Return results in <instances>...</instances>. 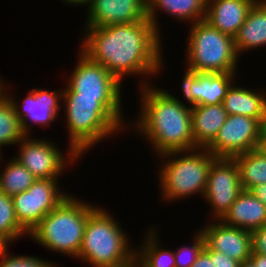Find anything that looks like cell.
<instances>
[{"instance_id": "1", "label": "cell", "mask_w": 266, "mask_h": 267, "mask_svg": "<svg viewBox=\"0 0 266 267\" xmlns=\"http://www.w3.org/2000/svg\"><path fill=\"white\" fill-rule=\"evenodd\" d=\"M84 30L80 51L121 84L128 75L145 76L140 87L152 84L150 77L160 75L164 68L162 36L149 19Z\"/></svg>"}, {"instance_id": "2", "label": "cell", "mask_w": 266, "mask_h": 267, "mask_svg": "<svg viewBox=\"0 0 266 267\" xmlns=\"http://www.w3.org/2000/svg\"><path fill=\"white\" fill-rule=\"evenodd\" d=\"M152 86H138L141 102L139 115L136 121H127L128 129L132 127L134 132L138 131L140 136H144L142 138H146L145 142H149L157 156L195 149L191 108L172 95L171 91Z\"/></svg>"}, {"instance_id": "3", "label": "cell", "mask_w": 266, "mask_h": 267, "mask_svg": "<svg viewBox=\"0 0 266 267\" xmlns=\"http://www.w3.org/2000/svg\"><path fill=\"white\" fill-rule=\"evenodd\" d=\"M62 100L61 109L65 110L69 133L68 147L80 157L102 140L115 136L124 128L128 130L129 125L123 120L122 98L79 97L66 86Z\"/></svg>"}, {"instance_id": "4", "label": "cell", "mask_w": 266, "mask_h": 267, "mask_svg": "<svg viewBox=\"0 0 266 267\" xmlns=\"http://www.w3.org/2000/svg\"><path fill=\"white\" fill-rule=\"evenodd\" d=\"M97 207L69 194L43 217L28 237L53 253L76 259L88 216Z\"/></svg>"}, {"instance_id": "5", "label": "cell", "mask_w": 266, "mask_h": 267, "mask_svg": "<svg viewBox=\"0 0 266 267\" xmlns=\"http://www.w3.org/2000/svg\"><path fill=\"white\" fill-rule=\"evenodd\" d=\"M128 235L114 215L97 207L87 219L82 244L76 259L89 267H122L135 259Z\"/></svg>"}, {"instance_id": "6", "label": "cell", "mask_w": 266, "mask_h": 267, "mask_svg": "<svg viewBox=\"0 0 266 267\" xmlns=\"http://www.w3.org/2000/svg\"><path fill=\"white\" fill-rule=\"evenodd\" d=\"M158 157L162 162L157 176L162 200L177 202L192 195H204L209 169L216 158L211 152L206 148H196L168 152Z\"/></svg>"}, {"instance_id": "7", "label": "cell", "mask_w": 266, "mask_h": 267, "mask_svg": "<svg viewBox=\"0 0 266 267\" xmlns=\"http://www.w3.org/2000/svg\"><path fill=\"white\" fill-rule=\"evenodd\" d=\"M191 27L187 37L186 65L201 73H237L239 55L234 38L201 20Z\"/></svg>"}, {"instance_id": "8", "label": "cell", "mask_w": 266, "mask_h": 267, "mask_svg": "<svg viewBox=\"0 0 266 267\" xmlns=\"http://www.w3.org/2000/svg\"><path fill=\"white\" fill-rule=\"evenodd\" d=\"M17 145L19 146L18 156L15 155L16 157L13 158L38 180L62 178L70 163L73 166L79 158L82 159L71 147L65 154L60 147L47 138L36 139L32 135H26Z\"/></svg>"}, {"instance_id": "9", "label": "cell", "mask_w": 266, "mask_h": 267, "mask_svg": "<svg viewBox=\"0 0 266 267\" xmlns=\"http://www.w3.org/2000/svg\"><path fill=\"white\" fill-rule=\"evenodd\" d=\"M58 184V179H37L28 190L12 196L16 218L28 233L69 195Z\"/></svg>"}, {"instance_id": "10", "label": "cell", "mask_w": 266, "mask_h": 267, "mask_svg": "<svg viewBox=\"0 0 266 267\" xmlns=\"http://www.w3.org/2000/svg\"><path fill=\"white\" fill-rule=\"evenodd\" d=\"M263 124L244 115H228L214 141L206 148L214 157L233 158L261 147Z\"/></svg>"}, {"instance_id": "11", "label": "cell", "mask_w": 266, "mask_h": 267, "mask_svg": "<svg viewBox=\"0 0 266 267\" xmlns=\"http://www.w3.org/2000/svg\"><path fill=\"white\" fill-rule=\"evenodd\" d=\"M242 191L238 165L234 158L216 157L208 173L204 202L210 206L212 221H220Z\"/></svg>"}, {"instance_id": "12", "label": "cell", "mask_w": 266, "mask_h": 267, "mask_svg": "<svg viewBox=\"0 0 266 267\" xmlns=\"http://www.w3.org/2000/svg\"><path fill=\"white\" fill-rule=\"evenodd\" d=\"M78 60L71 72L67 87L79 97L122 98L121 84L103 65L91 61L80 50Z\"/></svg>"}, {"instance_id": "13", "label": "cell", "mask_w": 266, "mask_h": 267, "mask_svg": "<svg viewBox=\"0 0 266 267\" xmlns=\"http://www.w3.org/2000/svg\"><path fill=\"white\" fill-rule=\"evenodd\" d=\"M6 83L5 81L4 93L12 101L16 115L20 119L22 129L26 135L34 134L31 133V130L35 125L40 128H47L58 118L57 116L62 108L63 89L57 92L56 90L48 91V89L31 88L27 93L28 95L21 100L20 105L19 100L14 97L15 95H11L8 90V83ZM33 124L34 126H32Z\"/></svg>"}, {"instance_id": "14", "label": "cell", "mask_w": 266, "mask_h": 267, "mask_svg": "<svg viewBox=\"0 0 266 267\" xmlns=\"http://www.w3.org/2000/svg\"><path fill=\"white\" fill-rule=\"evenodd\" d=\"M185 68L181 90L185 105L189 104L190 108L221 104L231 85L237 83V73H201L189 67Z\"/></svg>"}, {"instance_id": "15", "label": "cell", "mask_w": 266, "mask_h": 267, "mask_svg": "<svg viewBox=\"0 0 266 267\" xmlns=\"http://www.w3.org/2000/svg\"><path fill=\"white\" fill-rule=\"evenodd\" d=\"M85 28L148 20L147 0H91Z\"/></svg>"}, {"instance_id": "16", "label": "cell", "mask_w": 266, "mask_h": 267, "mask_svg": "<svg viewBox=\"0 0 266 267\" xmlns=\"http://www.w3.org/2000/svg\"><path fill=\"white\" fill-rule=\"evenodd\" d=\"M198 230L203 235L205 245L210 250L223 253L240 263L250 259L253 251L250 231L227 226L221 221L205 223Z\"/></svg>"}, {"instance_id": "17", "label": "cell", "mask_w": 266, "mask_h": 267, "mask_svg": "<svg viewBox=\"0 0 266 267\" xmlns=\"http://www.w3.org/2000/svg\"><path fill=\"white\" fill-rule=\"evenodd\" d=\"M253 4L254 0H207L205 21L234 38Z\"/></svg>"}, {"instance_id": "18", "label": "cell", "mask_w": 266, "mask_h": 267, "mask_svg": "<svg viewBox=\"0 0 266 267\" xmlns=\"http://www.w3.org/2000/svg\"><path fill=\"white\" fill-rule=\"evenodd\" d=\"M220 221L252 232L266 224V206L249 190H242Z\"/></svg>"}, {"instance_id": "19", "label": "cell", "mask_w": 266, "mask_h": 267, "mask_svg": "<svg viewBox=\"0 0 266 267\" xmlns=\"http://www.w3.org/2000/svg\"><path fill=\"white\" fill-rule=\"evenodd\" d=\"M223 104L197 105L191 108L192 135L196 148H207L227 119Z\"/></svg>"}, {"instance_id": "20", "label": "cell", "mask_w": 266, "mask_h": 267, "mask_svg": "<svg viewBox=\"0 0 266 267\" xmlns=\"http://www.w3.org/2000/svg\"><path fill=\"white\" fill-rule=\"evenodd\" d=\"M207 0H147L148 19L153 23L156 31L161 35L157 14L167 13L178 22L205 20Z\"/></svg>"}, {"instance_id": "21", "label": "cell", "mask_w": 266, "mask_h": 267, "mask_svg": "<svg viewBox=\"0 0 266 267\" xmlns=\"http://www.w3.org/2000/svg\"><path fill=\"white\" fill-rule=\"evenodd\" d=\"M228 115H244L264 123L266 115V91L262 88L249 89L246 86L231 85L223 99Z\"/></svg>"}, {"instance_id": "22", "label": "cell", "mask_w": 266, "mask_h": 267, "mask_svg": "<svg viewBox=\"0 0 266 267\" xmlns=\"http://www.w3.org/2000/svg\"><path fill=\"white\" fill-rule=\"evenodd\" d=\"M235 49L240 56L249 50L266 45V6L253 4L246 20L234 37Z\"/></svg>"}, {"instance_id": "23", "label": "cell", "mask_w": 266, "mask_h": 267, "mask_svg": "<svg viewBox=\"0 0 266 267\" xmlns=\"http://www.w3.org/2000/svg\"><path fill=\"white\" fill-rule=\"evenodd\" d=\"M233 158L238 165L242 190L266 184V151L262 147Z\"/></svg>"}, {"instance_id": "24", "label": "cell", "mask_w": 266, "mask_h": 267, "mask_svg": "<svg viewBox=\"0 0 266 267\" xmlns=\"http://www.w3.org/2000/svg\"><path fill=\"white\" fill-rule=\"evenodd\" d=\"M157 229V230H156ZM159 230L153 227L147 230L144 244L136 247L135 258L144 267H175L174 250L165 249L158 238ZM164 248V249H163Z\"/></svg>"}, {"instance_id": "25", "label": "cell", "mask_w": 266, "mask_h": 267, "mask_svg": "<svg viewBox=\"0 0 266 267\" xmlns=\"http://www.w3.org/2000/svg\"><path fill=\"white\" fill-rule=\"evenodd\" d=\"M2 156H0L1 163ZM7 164V165H6ZM3 166V172L0 171V191L8 196H13L20 192L28 190L37 180L16 159H11Z\"/></svg>"}, {"instance_id": "26", "label": "cell", "mask_w": 266, "mask_h": 267, "mask_svg": "<svg viewBox=\"0 0 266 267\" xmlns=\"http://www.w3.org/2000/svg\"><path fill=\"white\" fill-rule=\"evenodd\" d=\"M21 121L16 115L14 105L4 93L0 96V153L2 147L17 145L25 137Z\"/></svg>"}, {"instance_id": "27", "label": "cell", "mask_w": 266, "mask_h": 267, "mask_svg": "<svg viewBox=\"0 0 266 267\" xmlns=\"http://www.w3.org/2000/svg\"><path fill=\"white\" fill-rule=\"evenodd\" d=\"M29 233L19 224L14 210L12 197L0 191V243L19 240Z\"/></svg>"}, {"instance_id": "28", "label": "cell", "mask_w": 266, "mask_h": 267, "mask_svg": "<svg viewBox=\"0 0 266 267\" xmlns=\"http://www.w3.org/2000/svg\"><path fill=\"white\" fill-rule=\"evenodd\" d=\"M193 238V243L188 245H182L176 251H174L175 267H191L196 261L198 255L204 249L205 240L203 235L196 231Z\"/></svg>"}, {"instance_id": "29", "label": "cell", "mask_w": 266, "mask_h": 267, "mask_svg": "<svg viewBox=\"0 0 266 267\" xmlns=\"http://www.w3.org/2000/svg\"><path fill=\"white\" fill-rule=\"evenodd\" d=\"M7 250L0 262V267H57V263L41 257L27 255H10Z\"/></svg>"}, {"instance_id": "30", "label": "cell", "mask_w": 266, "mask_h": 267, "mask_svg": "<svg viewBox=\"0 0 266 267\" xmlns=\"http://www.w3.org/2000/svg\"><path fill=\"white\" fill-rule=\"evenodd\" d=\"M252 234V253H259L266 256V224L251 232Z\"/></svg>"}, {"instance_id": "31", "label": "cell", "mask_w": 266, "mask_h": 267, "mask_svg": "<svg viewBox=\"0 0 266 267\" xmlns=\"http://www.w3.org/2000/svg\"><path fill=\"white\" fill-rule=\"evenodd\" d=\"M240 262L226 256L223 253L213 251L214 267H239Z\"/></svg>"}, {"instance_id": "32", "label": "cell", "mask_w": 266, "mask_h": 267, "mask_svg": "<svg viewBox=\"0 0 266 267\" xmlns=\"http://www.w3.org/2000/svg\"><path fill=\"white\" fill-rule=\"evenodd\" d=\"M191 267H214L213 266V250H210L206 245L198 255L196 261Z\"/></svg>"}, {"instance_id": "33", "label": "cell", "mask_w": 266, "mask_h": 267, "mask_svg": "<svg viewBox=\"0 0 266 267\" xmlns=\"http://www.w3.org/2000/svg\"><path fill=\"white\" fill-rule=\"evenodd\" d=\"M266 206V184H259L249 190Z\"/></svg>"}, {"instance_id": "34", "label": "cell", "mask_w": 266, "mask_h": 267, "mask_svg": "<svg viewBox=\"0 0 266 267\" xmlns=\"http://www.w3.org/2000/svg\"><path fill=\"white\" fill-rule=\"evenodd\" d=\"M250 260L256 267H266V256L259 253H252Z\"/></svg>"}, {"instance_id": "35", "label": "cell", "mask_w": 266, "mask_h": 267, "mask_svg": "<svg viewBox=\"0 0 266 267\" xmlns=\"http://www.w3.org/2000/svg\"><path fill=\"white\" fill-rule=\"evenodd\" d=\"M62 2H66L67 5H71V6H89V4L91 3V0H62Z\"/></svg>"}, {"instance_id": "36", "label": "cell", "mask_w": 266, "mask_h": 267, "mask_svg": "<svg viewBox=\"0 0 266 267\" xmlns=\"http://www.w3.org/2000/svg\"><path fill=\"white\" fill-rule=\"evenodd\" d=\"M9 245H10L9 243H0V262L6 251L9 250L8 249V247H10Z\"/></svg>"}, {"instance_id": "37", "label": "cell", "mask_w": 266, "mask_h": 267, "mask_svg": "<svg viewBox=\"0 0 266 267\" xmlns=\"http://www.w3.org/2000/svg\"><path fill=\"white\" fill-rule=\"evenodd\" d=\"M239 267H256L254 263L249 259L239 264Z\"/></svg>"}, {"instance_id": "38", "label": "cell", "mask_w": 266, "mask_h": 267, "mask_svg": "<svg viewBox=\"0 0 266 267\" xmlns=\"http://www.w3.org/2000/svg\"><path fill=\"white\" fill-rule=\"evenodd\" d=\"M129 267H144L136 258L129 263Z\"/></svg>"}, {"instance_id": "39", "label": "cell", "mask_w": 266, "mask_h": 267, "mask_svg": "<svg viewBox=\"0 0 266 267\" xmlns=\"http://www.w3.org/2000/svg\"><path fill=\"white\" fill-rule=\"evenodd\" d=\"M5 80L4 78L2 79L0 76V96L4 94V87H5Z\"/></svg>"}, {"instance_id": "40", "label": "cell", "mask_w": 266, "mask_h": 267, "mask_svg": "<svg viewBox=\"0 0 266 267\" xmlns=\"http://www.w3.org/2000/svg\"><path fill=\"white\" fill-rule=\"evenodd\" d=\"M255 4L266 6V0H254Z\"/></svg>"}, {"instance_id": "41", "label": "cell", "mask_w": 266, "mask_h": 267, "mask_svg": "<svg viewBox=\"0 0 266 267\" xmlns=\"http://www.w3.org/2000/svg\"><path fill=\"white\" fill-rule=\"evenodd\" d=\"M263 137H266V115L263 123Z\"/></svg>"}, {"instance_id": "42", "label": "cell", "mask_w": 266, "mask_h": 267, "mask_svg": "<svg viewBox=\"0 0 266 267\" xmlns=\"http://www.w3.org/2000/svg\"><path fill=\"white\" fill-rule=\"evenodd\" d=\"M261 147L266 151V137L262 138V144Z\"/></svg>"}]
</instances>
